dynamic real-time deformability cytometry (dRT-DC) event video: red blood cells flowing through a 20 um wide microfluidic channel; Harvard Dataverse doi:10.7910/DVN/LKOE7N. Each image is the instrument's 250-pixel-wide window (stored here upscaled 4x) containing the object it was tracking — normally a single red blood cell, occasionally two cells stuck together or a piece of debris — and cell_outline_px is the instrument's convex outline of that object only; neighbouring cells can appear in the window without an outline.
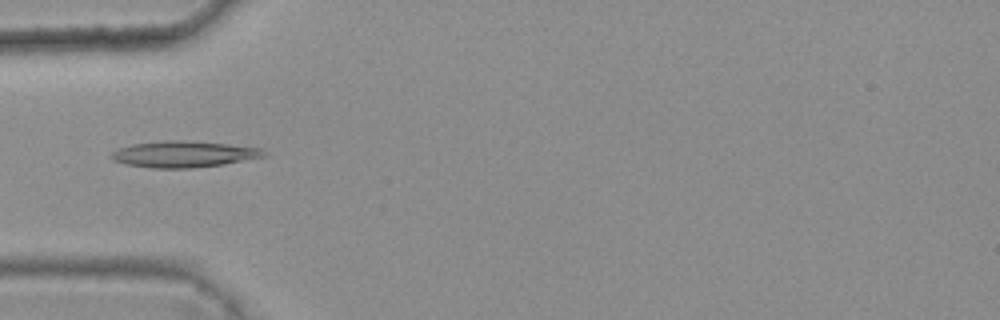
{"species": "common noctule bat (a hibernating species)", "species_latin": "Nyctalus noctula", "temperature_condition": "warm", "stored_images_in_passage": 32, "camera_frame_rate_fps": 3000, "um_per_image_px": 0.085, "animal": {"sex": "female", "body_mass_g": 25.1}, "frame": {"image": 1, "passage_image": 7, "time_ms": 2.0, "image_size_px": [1000, 320], "cell_outline_px": [[268, 156], [224, 164], [192, 168], [152, 168], [124, 164], [112, 160], [108, 156], [112, 152], [120, 148], [132, 144], [164, 140], [180, 140], [228, 144], [264, 148]], "centroid_in_image_um": [15.63, 13.11], "position_along_channel_um": 69.4, "area_um2": 23.58}}
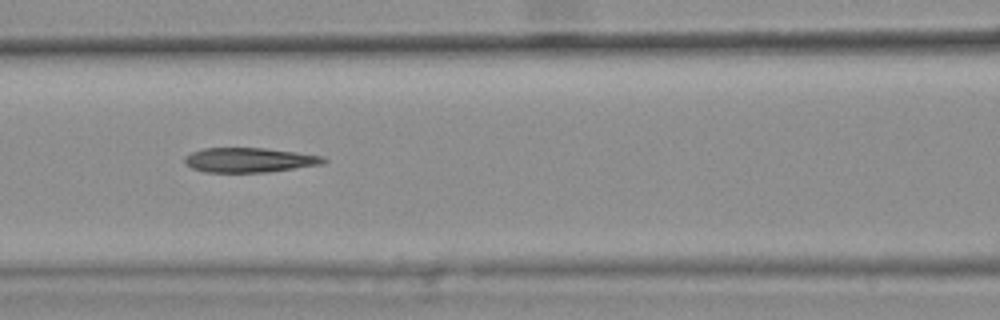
{"frame": {"image": 2, "passage_image": 13, "time_ms": 4.0, "image_size_px": [1000, 320], "cell_outline_px": [[328, 160], [324, 164], [268, 172], [204, 172], [192, 168], [184, 160], [184, 156], [192, 152], [204, 148], [264, 148], [296, 152], [324, 156]], "centroid_in_image_um": [21.23, 13.6], "position_along_channel_um": 145.4, "area_um2": 19.94}}
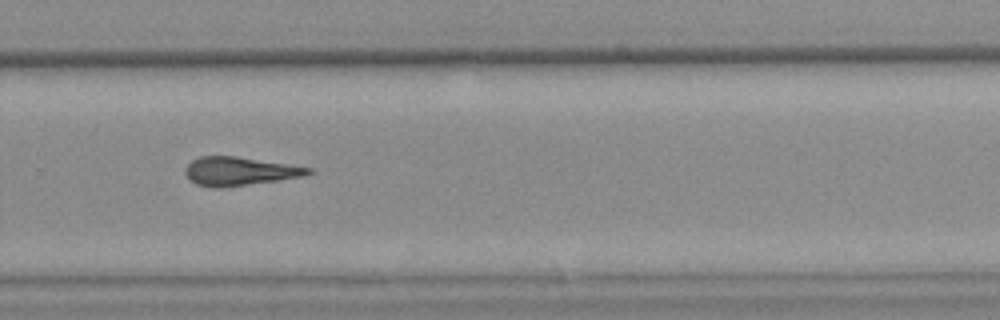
{"frame": {"image": 3, "passage_image": 26, "time_ms": 8.333, "image_size_px": [1000, 320], "cell_outline_px": [[316, 172], [304, 176], [220, 188], [212, 188], [196, 184], [184, 172], [184, 168], [192, 160], [200, 156], [236, 156], [312, 168]], "centroid_in_image_um": [20.35, 14.55], "position_along_channel_um": 309.5, "area_um2": 20.29}, "authors_computed_cell_mechanics": {"area_um2": 20.808, "velocity_mm_per_s": 3.7987, "shape_relaxation_time_tau1_ms": null, "shape_relaxation_time_tau2_ms": 8.1641, "deformation_change_tau1": null, "deformation_change_tau2": 0.2361}}